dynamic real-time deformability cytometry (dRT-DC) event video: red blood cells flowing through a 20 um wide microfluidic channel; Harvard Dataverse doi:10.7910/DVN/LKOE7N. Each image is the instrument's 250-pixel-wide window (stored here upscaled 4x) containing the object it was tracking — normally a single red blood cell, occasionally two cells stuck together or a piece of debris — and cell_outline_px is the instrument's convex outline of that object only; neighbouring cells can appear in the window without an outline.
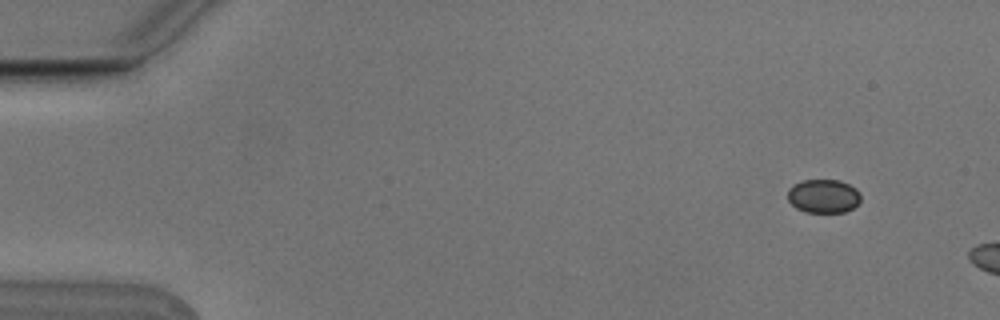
{"species": "Egyptian fruit bat (a non-hibernating species)", "species_latin": "Rousettus aegyptiacus", "temperature_condition": "cold", "stored_images_in_passage": 5, "camera_frame_rate_fps": 3000, "um_per_image_px": 0.085, "animal": {"sex": "male"}, "frame": {"image": 1, "passage_image": 2, "time_ms": 0.333, "image_size_px": [1000, 320], "cell_outline_px": [[860, 200], [852, 208], [844, 212], [804, 212], [796, 208], [788, 200], [788, 188], [792, 184], [804, 180], [840, 180], [856, 188], [860, 192]], "centroid_in_image_um": [69.97, 16.66], "position_along_channel_um": 15.0, "area_um2": 14.39}}